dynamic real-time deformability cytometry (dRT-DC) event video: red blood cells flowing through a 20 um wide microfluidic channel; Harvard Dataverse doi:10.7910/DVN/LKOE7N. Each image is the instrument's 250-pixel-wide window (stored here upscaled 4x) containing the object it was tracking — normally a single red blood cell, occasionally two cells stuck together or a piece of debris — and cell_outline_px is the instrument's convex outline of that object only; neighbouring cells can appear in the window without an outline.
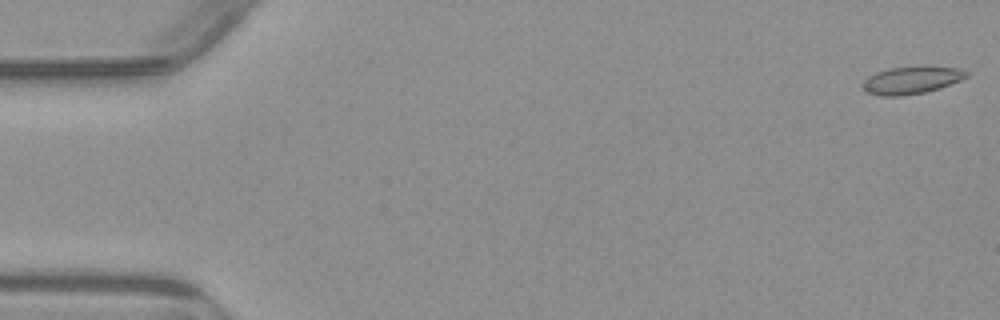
{"species": "common noctule bat (a hibernating species)", "species_latin": "Nyctalus noctula", "temperature_condition": "warm", "stored_images_in_passage": 5, "camera_frame_rate_fps": 3000, "um_per_image_px": 0.085, "animal": {"sex": "male", "body_mass_g": 23.1, "forearm_length_mm": 52.7}, "frame": {"image": 1, "passage_image": 1, "time_ms": 0.0, "image_size_px": [1000, 320], "cell_outline_px": [[968, 76], [960, 80], [940, 88], [924, 92], [900, 96], [880, 96], [864, 92], [860, 84], [868, 76], [876, 72], [888, 68], [960, 68], [968, 72]], "centroid_in_image_um": [77.39, 6.85], "position_along_channel_um": 7.6, "area_um2": 16.24}}
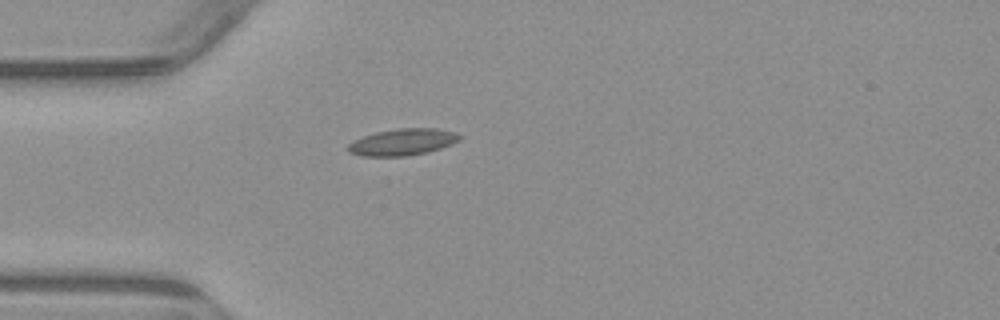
{"frame": {"image": 2, "passage_image": 5, "time_ms": 4.667, "image_size_px": [1000, 320], "cell_outline_px": [[464, 136], [460, 140], [452, 144], [440, 148], [424, 152], [404, 156], [364, 156], [348, 152], [348, 144], [352, 140], [376, 132], [396, 128], [436, 128], [456, 132]], "centroid_in_image_um": [34.24, 12.06], "position_along_channel_um": 50.8, "area_um2": 17.34}}